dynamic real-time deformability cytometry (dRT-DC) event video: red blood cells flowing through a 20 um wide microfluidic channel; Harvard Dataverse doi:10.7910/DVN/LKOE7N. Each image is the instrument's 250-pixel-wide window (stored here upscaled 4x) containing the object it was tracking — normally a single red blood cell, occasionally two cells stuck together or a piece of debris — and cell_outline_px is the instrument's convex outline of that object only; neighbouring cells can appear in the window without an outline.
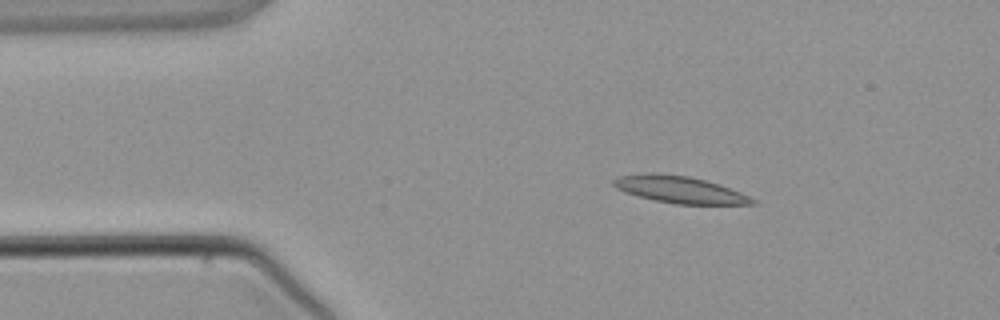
{"species": "common noctule bat (a hibernating species)", "species_latin": "Nyctalus noctula", "temperature_condition": "warm", "stored_images_in_passage": 1, "camera_frame_rate_fps": 3000, "um_per_image_px": 0.085, "animal": {"sex": "male", "body_mass_g": 21.5, "forearm_length_mm": 52.0}, "frame": {"image": 1, "passage_image": 1, "time_ms": 0.0, "image_size_px": [1000, 320], "cell_outline_px": [[760, 204], [676, 204], [656, 200], [640, 196], [616, 188], [612, 184], [612, 180], [620, 176], [688, 176], [720, 184], [740, 192], [756, 200]], "centroid_in_image_um": [57.91, 16.17], "position_along_channel_um": 27.1, "area_um2": 20.52}}